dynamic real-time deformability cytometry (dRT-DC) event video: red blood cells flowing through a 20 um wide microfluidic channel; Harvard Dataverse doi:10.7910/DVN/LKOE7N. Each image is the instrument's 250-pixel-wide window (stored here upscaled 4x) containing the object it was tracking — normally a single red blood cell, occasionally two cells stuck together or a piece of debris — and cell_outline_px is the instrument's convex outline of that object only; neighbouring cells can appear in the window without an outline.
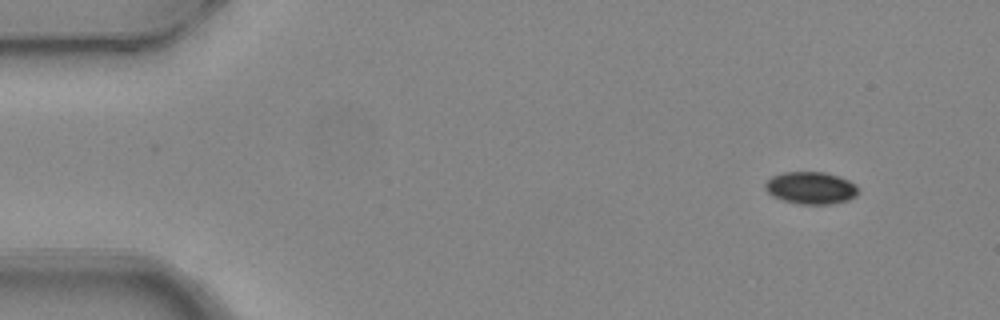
{"species": "common noctule bat (a hibernating species)", "species_latin": "Nyctalus noctula", "temperature_condition": "warm", "stored_images_in_passage": 4, "camera_frame_rate_fps": 3000, "um_per_image_px": 0.085, "animal": {"sex": "female", "body_mass_g": 24.6, "forearm_length_mm": 56.2}, "frame": {"image": 1, "passage_image": 1, "time_ms": 0.0, "image_size_px": [1000, 320], "cell_outline_px": [[856, 196], [848, 200], [828, 204], [800, 204], [784, 200], [772, 196], [764, 188], [764, 184], [772, 176], [784, 172], [824, 172], [840, 176], [856, 184]], "centroid_in_image_um": [68.9, 15.96], "position_along_channel_um": 16.1, "area_um2": 17.4}}
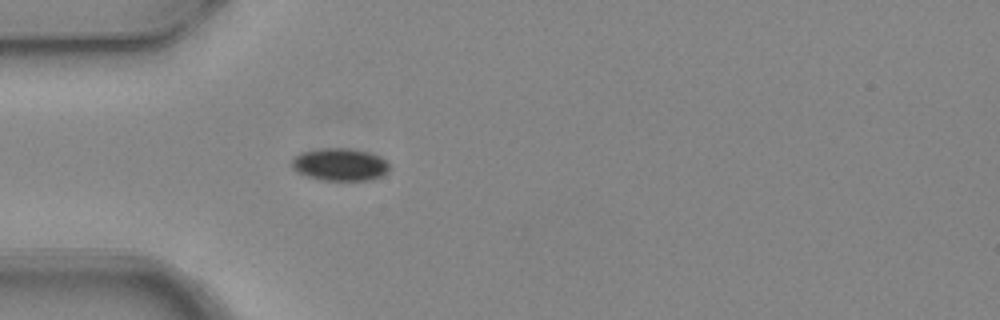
{"frame": {"image": 2, "passage_image": 4, "time_ms": 1.0, "image_size_px": [1000, 320], "cell_outline_px": [[392, 168], [388, 172], [380, 176], [368, 180], [320, 180], [296, 172], [292, 168], [292, 156], [300, 152], [324, 148], [348, 148], [368, 152], [380, 156]], "centroid_in_image_um": [28.87, 13.98], "position_along_channel_um": 56.1, "area_um2": 18.61}}